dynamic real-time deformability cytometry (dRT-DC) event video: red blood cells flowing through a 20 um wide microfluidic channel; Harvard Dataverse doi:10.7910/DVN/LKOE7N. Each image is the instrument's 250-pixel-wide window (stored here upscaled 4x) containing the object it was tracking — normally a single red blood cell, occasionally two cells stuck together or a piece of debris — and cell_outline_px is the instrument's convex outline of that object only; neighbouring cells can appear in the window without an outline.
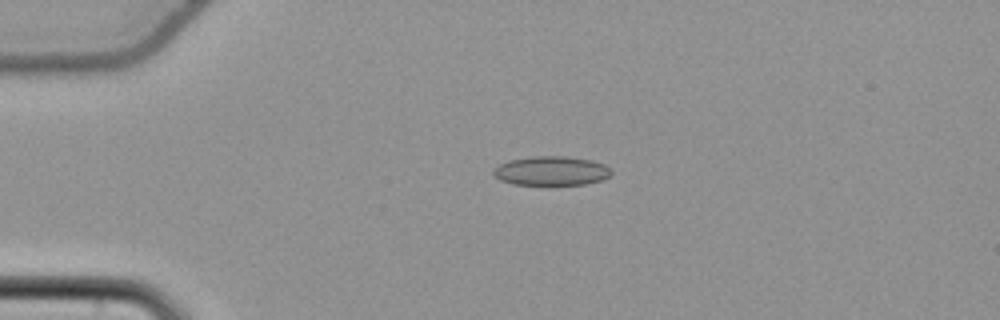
{"species": "common noctule bat (a hibernating species)", "species_latin": "Nyctalus noctula", "temperature_condition": "cold", "stored_images_in_passage": 42, "camera_frame_rate_fps": 3000, "um_per_image_px": 0.085, "animal": {"sex": "female", "body_mass_g": 22.7, "forearm_length_mm": 54.2}, "frame": {"image": 1, "passage_image": 1, "time_ms": 0.0, "image_size_px": [1000, 320], "cell_outline_px": [[612, 172], [608, 176], [600, 180], [584, 184], [512, 184], [500, 180], [492, 172], [492, 168], [508, 160], [532, 156], [568, 156], [592, 160], [604, 164]], "centroid_in_image_um": [46.82, 14.5], "position_along_channel_um": 38.2, "area_um2": 19.94}}
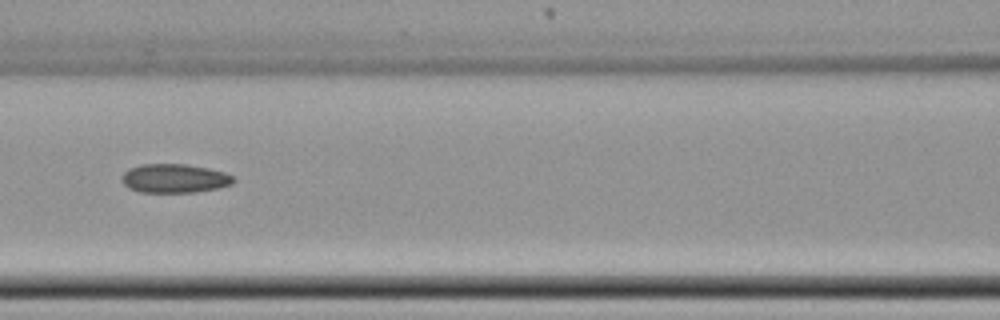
{"frame": {"image": 2, "passage_image": 13, "time_ms": 4.0, "image_size_px": [1000, 320], "cell_outline_px": [[236, 180], [232, 184], [216, 188], [196, 192], [140, 192], [128, 188], [124, 184], [124, 172], [128, 168], [140, 164], [188, 164], [208, 168], [224, 172], [232, 176]], "centroid_in_image_um": [14.84, 15.15], "position_along_channel_um": 151.8, "area_um2": 18.73}}
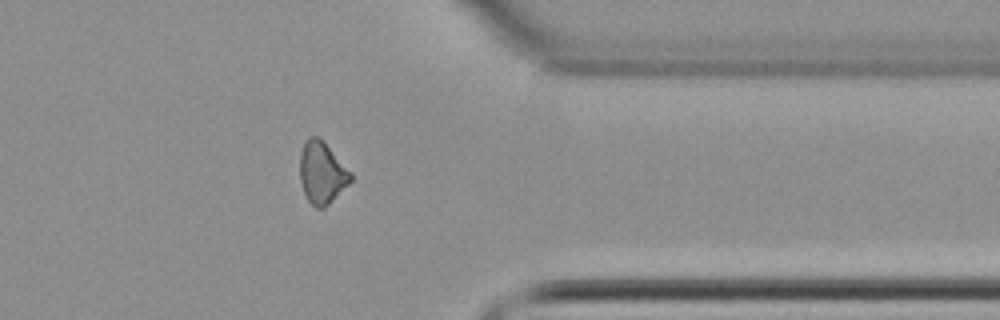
{"frame": {"image": 3, "passage_image": 32, "time_ms": 10.333, "image_size_px": [1000, 320], "cell_outline_px": [[352, 180], [324, 208], [316, 208], [308, 200], [304, 192], [300, 180], [300, 152], [304, 140], [308, 136], [316, 136], [324, 140], [352, 172]], "centroid_in_image_um": [27.36, 14.63], "position_along_channel_um": 384.0, "area_um2": 18.5}, "authors_computed_cell_mechanics": {"area_um2": 18.785, "velocity_mm_per_s": 3.8252, "shape_relaxation_time_tau1_ms": null, "shape_relaxation_time_tau2_ms": 3.9897, "deformation_change_tau1": null, "deformation_change_tau2": 0.1019}}